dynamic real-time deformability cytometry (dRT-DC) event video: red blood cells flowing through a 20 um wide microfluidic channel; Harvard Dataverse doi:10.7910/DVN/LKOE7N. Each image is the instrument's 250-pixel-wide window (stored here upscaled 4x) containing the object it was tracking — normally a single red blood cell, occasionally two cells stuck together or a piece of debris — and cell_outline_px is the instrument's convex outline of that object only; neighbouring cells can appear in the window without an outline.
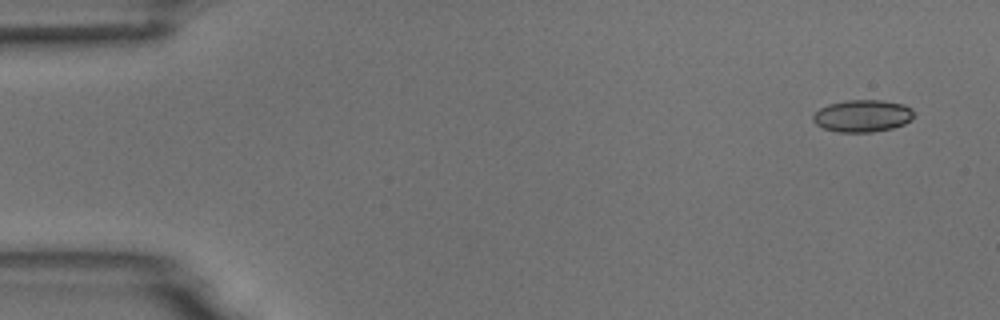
{"species": "common noctule bat (a hibernating species)", "species_latin": "Nyctalus noctula", "temperature_condition": "room temperature", "stored_images_in_passage": 7, "camera_frame_rate_fps": 3000, "um_per_image_px": 0.085, "animal": {"sex": "male", "body_mass_g": 18.8}, "frame": {"image": 1, "passage_image": 1, "time_ms": 0.0, "image_size_px": [1000, 320], "cell_outline_px": [[912, 116], [904, 124], [892, 128], [872, 132], [836, 132], [824, 128], [816, 124], [812, 120], [812, 116], [820, 108], [828, 104], [848, 100], [880, 100], [904, 104], [912, 108]], "centroid_in_image_um": [73.28, 9.85], "position_along_channel_um": 11.7, "area_um2": 18.79}}
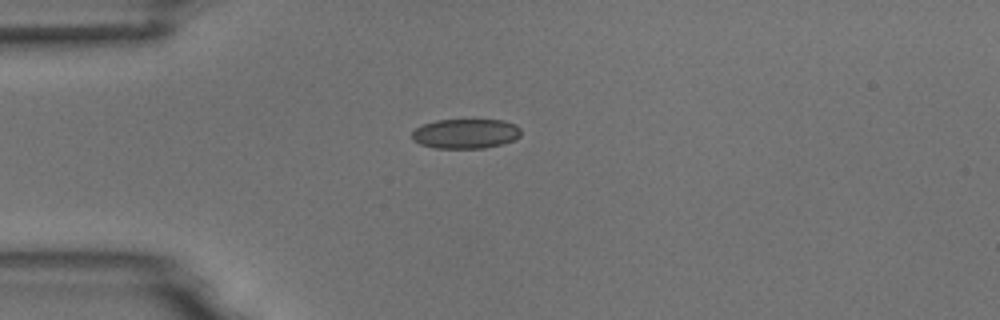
{"frame": {"image": 2, "passage_image": 4, "time_ms": 3.667, "image_size_px": [1000, 320], "cell_outline_px": [[520, 136], [512, 140], [500, 144], [484, 148], [436, 148], [420, 144], [412, 140], [412, 132], [416, 128], [424, 124], [436, 120], [504, 120], [516, 124], [520, 128]], "centroid_in_image_um": [39.57, 11.35], "position_along_channel_um": 45.4, "area_um2": 18.79}}
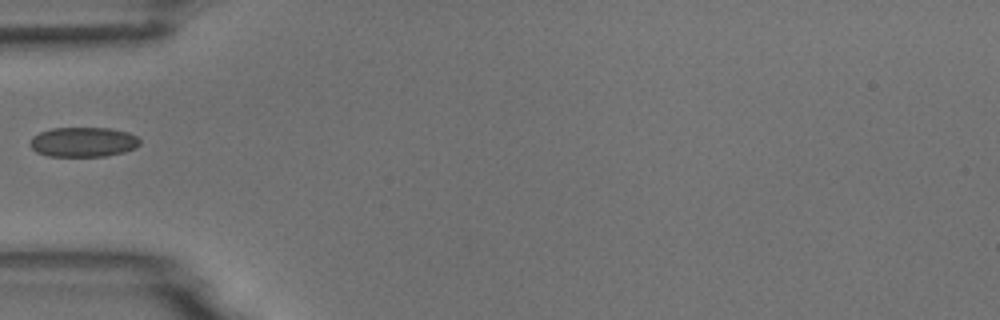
{"frame": {"image": 3, "passage_image": 5, "time_ms": 5.0, "image_size_px": [1000, 320], "cell_outline_px": [[140, 144], [136, 148], [124, 152], [104, 156], [48, 156], [36, 152], [28, 144], [32, 136], [40, 132], [52, 128], [108, 128], [128, 132], [136, 136], [140, 140]], "centroid_in_image_um": [7.06, 12.07], "position_along_channel_um": 77.9, "area_um2": 19.13}}